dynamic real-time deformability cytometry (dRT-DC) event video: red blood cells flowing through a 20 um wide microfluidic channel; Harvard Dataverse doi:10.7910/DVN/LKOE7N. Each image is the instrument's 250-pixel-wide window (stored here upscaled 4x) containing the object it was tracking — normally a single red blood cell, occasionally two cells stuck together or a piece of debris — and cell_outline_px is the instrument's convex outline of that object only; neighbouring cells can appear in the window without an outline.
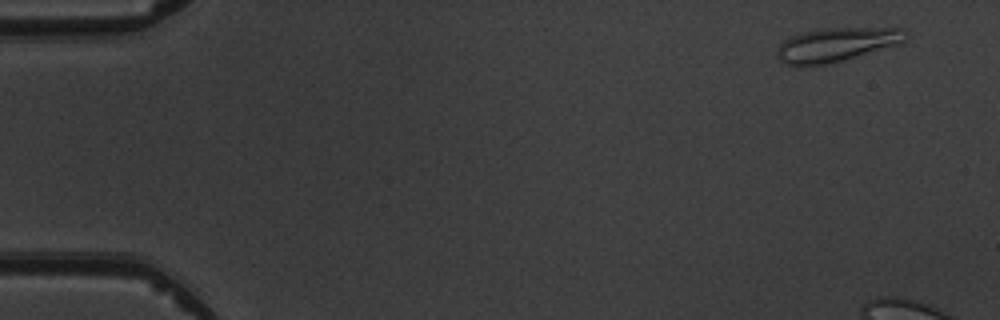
{"species": "common noctule bat (a hibernating species)", "species_latin": "Nyctalus noctula", "temperature_condition": "warm", "stored_images_in_passage": 6, "camera_frame_rate_fps": 3000, "um_per_image_px": 0.085, "animal": {"sex": "male", "body_mass_g": 19.5, "forearm_length_mm": 54.6}, "frame": {"image": 1, "passage_image": 1, "time_ms": 0.0, "image_size_px": [1000, 320], "cell_outline_px": [[908, 36], [904, 44], [812, 68], [784, 64], [776, 56], [776, 48], [788, 36], [800, 32], [816, 28], [904, 28], [908, 32]], "centroid_in_image_um": [71.09, 3.8], "position_along_channel_um": 13.9, "area_um2": 26.47}}
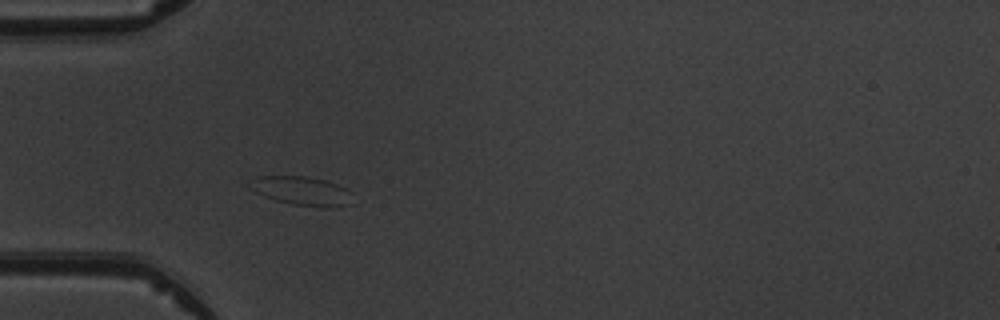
{"frame": {"image": 2, "passage_image": 6, "time_ms": 5.667, "image_size_px": [1000, 320], "cell_outline_px": [[352, 204], [324, 208], [292, 204], [276, 200], [264, 196], [256, 192], [252, 180], [256, 176], [308, 176], [324, 180], [348, 188], [352, 192]], "centroid_in_image_um": [25.76, 16.23], "position_along_channel_um": 59.2, "area_um2": 17.17}}